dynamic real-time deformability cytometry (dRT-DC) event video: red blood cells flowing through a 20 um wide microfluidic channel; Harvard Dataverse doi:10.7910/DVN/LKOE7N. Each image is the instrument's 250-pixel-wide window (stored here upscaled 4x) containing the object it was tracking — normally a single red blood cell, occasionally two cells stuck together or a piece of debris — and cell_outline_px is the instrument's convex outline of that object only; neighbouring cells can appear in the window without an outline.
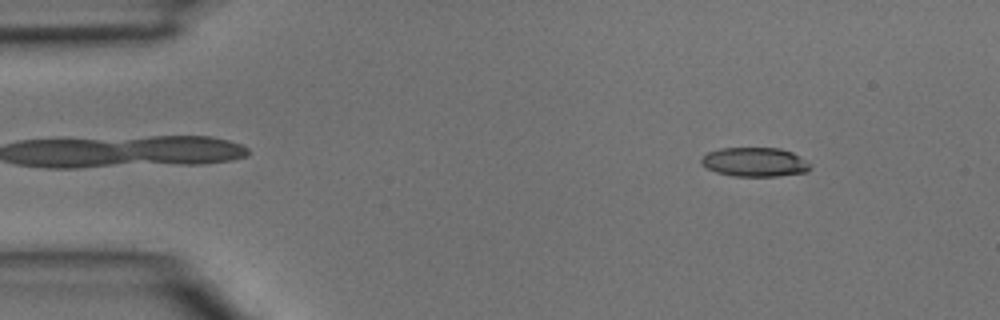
{"species": "common noctule bat (a hibernating species)", "species_latin": "Nyctalus noctula", "temperature_condition": "room temperature", "stored_images_in_passage": 3, "camera_frame_rate_fps": 3000, "um_per_image_px": 0.085, "animal": {"sex": "male", "body_mass_g": 15.6}, "frame": {"image": 1, "passage_image": 1, "time_ms": 0.0, "image_size_px": [1000, 320], "cell_outline_px": [[812, 168], [808, 172], [776, 176], [732, 176], [716, 172], [700, 164], [700, 160], [708, 152], [720, 148], [780, 148], [792, 152], [808, 164]], "centroid_in_image_um": [64.12, 13.78], "position_along_channel_um": 20.9, "area_um2": 18.38}}
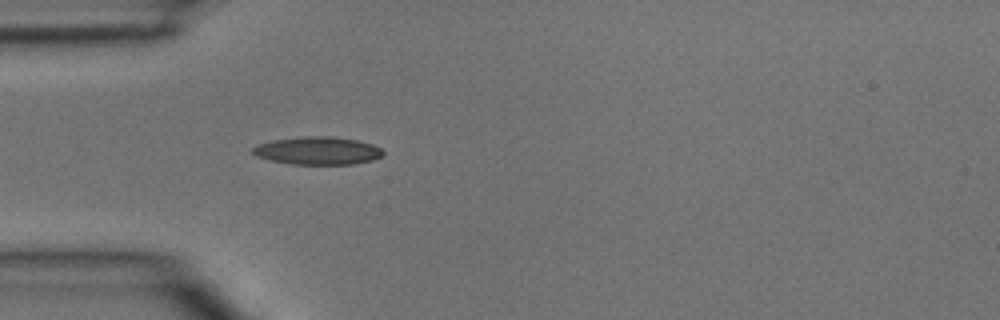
{"frame": {"image": 2, "passage_image": 3, "time_ms": 0.667, "image_size_px": [1000, 320], "cell_outline_px": [[384, 156], [372, 160], [352, 164], [292, 164], [268, 160], [256, 156], [252, 152], [252, 148], [256, 144], [272, 140], [304, 136], [332, 136], [356, 140], [372, 144], [380, 148], [384, 152]], "centroid_in_image_um": [26.98, 12.81], "position_along_channel_um": 58.0, "area_um2": 21.27}}